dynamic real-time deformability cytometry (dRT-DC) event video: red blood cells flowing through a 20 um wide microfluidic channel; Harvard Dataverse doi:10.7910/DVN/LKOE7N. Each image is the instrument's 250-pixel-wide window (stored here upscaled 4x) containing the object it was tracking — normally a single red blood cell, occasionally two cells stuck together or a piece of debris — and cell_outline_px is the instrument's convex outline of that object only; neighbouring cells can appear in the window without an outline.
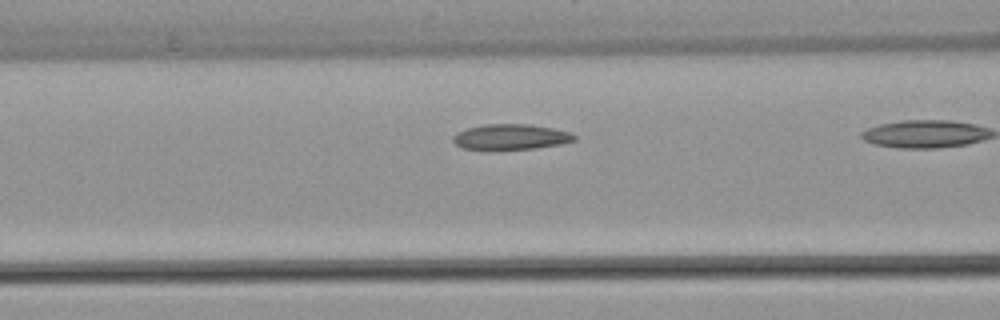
{"species": "common noctule bat (a hibernating species)", "species_latin": "Nyctalus noctula", "temperature_condition": "warm", "stored_images_in_passage": 11, "camera_frame_rate_fps": 3000, "um_per_image_px": 0.085, "animal": {"sex": "female", "body_mass_g": 22.7, "forearm_length_mm": 54.2}, "frame": {"image": 1, "passage_image": 10, "time_ms": 3.0, "image_size_px": [1000, 320], "cell_outline_px": [[576, 140], [560, 144], [536, 148], [492, 152], [464, 148], [456, 144], [452, 140], [452, 136], [456, 132], [468, 128], [484, 124], [528, 124], [552, 128], [572, 132], [576, 136]], "centroid_in_image_um": [43.38, 11.67], "position_along_channel_um": 123.2, "area_um2": 18.67}}